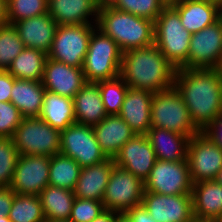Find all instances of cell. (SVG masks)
I'll return each mask as SVG.
<instances>
[{
	"mask_svg": "<svg viewBox=\"0 0 222 222\" xmlns=\"http://www.w3.org/2000/svg\"><path fill=\"white\" fill-rule=\"evenodd\" d=\"M8 24L7 0H0V26Z\"/></svg>",
	"mask_w": 222,
	"mask_h": 222,
	"instance_id": "cell-45",
	"label": "cell"
},
{
	"mask_svg": "<svg viewBox=\"0 0 222 222\" xmlns=\"http://www.w3.org/2000/svg\"><path fill=\"white\" fill-rule=\"evenodd\" d=\"M94 5L98 10L113 7L117 0H93Z\"/></svg>",
	"mask_w": 222,
	"mask_h": 222,
	"instance_id": "cell-46",
	"label": "cell"
},
{
	"mask_svg": "<svg viewBox=\"0 0 222 222\" xmlns=\"http://www.w3.org/2000/svg\"><path fill=\"white\" fill-rule=\"evenodd\" d=\"M219 117L222 118V102H221V106H220V110H219Z\"/></svg>",
	"mask_w": 222,
	"mask_h": 222,
	"instance_id": "cell-54",
	"label": "cell"
},
{
	"mask_svg": "<svg viewBox=\"0 0 222 222\" xmlns=\"http://www.w3.org/2000/svg\"><path fill=\"white\" fill-rule=\"evenodd\" d=\"M144 182L127 170L114 165L102 198L105 210L126 213L142 204Z\"/></svg>",
	"mask_w": 222,
	"mask_h": 222,
	"instance_id": "cell-9",
	"label": "cell"
},
{
	"mask_svg": "<svg viewBox=\"0 0 222 222\" xmlns=\"http://www.w3.org/2000/svg\"><path fill=\"white\" fill-rule=\"evenodd\" d=\"M96 140L107 158H115L121 147L136 134L119 115H107L93 127Z\"/></svg>",
	"mask_w": 222,
	"mask_h": 222,
	"instance_id": "cell-21",
	"label": "cell"
},
{
	"mask_svg": "<svg viewBox=\"0 0 222 222\" xmlns=\"http://www.w3.org/2000/svg\"><path fill=\"white\" fill-rule=\"evenodd\" d=\"M50 157L19 155L10 188L21 195L39 194L49 185Z\"/></svg>",
	"mask_w": 222,
	"mask_h": 222,
	"instance_id": "cell-14",
	"label": "cell"
},
{
	"mask_svg": "<svg viewBox=\"0 0 222 222\" xmlns=\"http://www.w3.org/2000/svg\"><path fill=\"white\" fill-rule=\"evenodd\" d=\"M45 92L41 81L14 78L10 102L18 108L23 118L39 117Z\"/></svg>",
	"mask_w": 222,
	"mask_h": 222,
	"instance_id": "cell-27",
	"label": "cell"
},
{
	"mask_svg": "<svg viewBox=\"0 0 222 222\" xmlns=\"http://www.w3.org/2000/svg\"><path fill=\"white\" fill-rule=\"evenodd\" d=\"M173 86L184 100L192 121L200 131L219 117L222 69H176Z\"/></svg>",
	"mask_w": 222,
	"mask_h": 222,
	"instance_id": "cell-1",
	"label": "cell"
},
{
	"mask_svg": "<svg viewBox=\"0 0 222 222\" xmlns=\"http://www.w3.org/2000/svg\"><path fill=\"white\" fill-rule=\"evenodd\" d=\"M216 4L218 5L220 11L222 12V0H219Z\"/></svg>",
	"mask_w": 222,
	"mask_h": 222,
	"instance_id": "cell-53",
	"label": "cell"
},
{
	"mask_svg": "<svg viewBox=\"0 0 222 222\" xmlns=\"http://www.w3.org/2000/svg\"><path fill=\"white\" fill-rule=\"evenodd\" d=\"M171 6L178 12L181 24L192 34L214 24L222 17L218 5L212 1L181 0Z\"/></svg>",
	"mask_w": 222,
	"mask_h": 222,
	"instance_id": "cell-20",
	"label": "cell"
},
{
	"mask_svg": "<svg viewBox=\"0 0 222 222\" xmlns=\"http://www.w3.org/2000/svg\"><path fill=\"white\" fill-rule=\"evenodd\" d=\"M14 77L7 70H0V102H10Z\"/></svg>",
	"mask_w": 222,
	"mask_h": 222,
	"instance_id": "cell-40",
	"label": "cell"
},
{
	"mask_svg": "<svg viewBox=\"0 0 222 222\" xmlns=\"http://www.w3.org/2000/svg\"><path fill=\"white\" fill-rule=\"evenodd\" d=\"M19 157L18 150L12 138H0V187H10L16 163Z\"/></svg>",
	"mask_w": 222,
	"mask_h": 222,
	"instance_id": "cell-37",
	"label": "cell"
},
{
	"mask_svg": "<svg viewBox=\"0 0 222 222\" xmlns=\"http://www.w3.org/2000/svg\"><path fill=\"white\" fill-rule=\"evenodd\" d=\"M0 222H11L8 216H2L0 217Z\"/></svg>",
	"mask_w": 222,
	"mask_h": 222,
	"instance_id": "cell-51",
	"label": "cell"
},
{
	"mask_svg": "<svg viewBox=\"0 0 222 222\" xmlns=\"http://www.w3.org/2000/svg\"><path fill=\"white\" fill-rule=\"evenodd\" d=\"M146 135L157 159L163 161L187 160L190 139L188 136L156 127H151Z\"/></svg>",
	"mask_w": 222,
	"mask_h": 222,
	"instance_id": "cell-26",
	"label": "cell"
},
{
	"mask_svg": "<svg viewBox=\"0 0 222 222\" xmlns=\"http://www.w3.org/2000/svg\"><path fill=\"white\" fill-rule=\"evenodd\" d=\"M19 155L52 157L60 153V131L40 117H24L11 137Z\"/></svg>",
	"mask_w": 222,
	"mask_h": 222,
	"instance_id": "cell-7",
	"label": "cell"
},
{
	"mask_svg": "<svg viewBox=\"0 0 222 222\" xmlns=\"http://www.w3.org/2000/svg\"><path fill=\"white\" fill-rule=\"evenodd\" d=\"M153 94L148 90L128 88L118 114L138 135H146L151 128V103Z\"/></svg>",
	"mask_w": 222,
	"mask_h": 222,
	"instance_id": "cell-19",
	"label": "cell"
},
{
	"mask_svg": "<svg viewBox=\"0 0 222 222\" xmlns=\"http://www.w3.org/2000/svg\"><path fill=\"white\" fill-rule=\"evenodd\" d=\"M142 205L156 222H193L192 194L163 195L144 191Z\"/></svg>",
	"mask_w": 222,
	"mask_h": 222,
	"instance_id": "cell-15",
	"label": "cell"
},
{
	"mask_svg": "<svg viewBox=\"0 0 222 222\" xmlns=\"http://www.w3.org/2000/svg\"><path fill=\"white\" fill-rule=\"evenodd\" d=\"M98 12L93 0H48V14L57 25L97 24Z\"/></svg>",
	"mask_w": 222,
	"mask_h": 222,
	"instance_id": "cell-23",
	"label": "cell"
},
{
	"mask_svg": "<svg viewBox=\"0 0 222 222\" xmlns=\"http://www.w3.org/2000/svg\"><path fill=\"white\" fill-rule=\"evenodd\" d=\"M214 180L222 185V168L219 170Z\"/></svg>",
	"mask_w": 222,
	"mask_h": 222,
	"instance_id": "cell-48",
	"label": "cell"
},
{
	"mask_svg": "<svg viewBox=\"0 0 222 222\" xmlns=\"http://www.w3.org/2000/svg\"><path fill=\"white\" fill-rule=\"evenodd\" d=\"M207 1H212V2L217 3L219 0H207Z\"/></svg>",
	"mask_w": 222,
	"mask_h": 222,
	"instance_id": "cell-55",
	"label": "cell"
},
{
	"mask_svg": "<svg viewBox=\"0 0 222 222\" xmlns=\"http://www.w3.org/2000/svg\"><path fill=\"white\" fill-rule=\"evenodd\" d=\"M97 28L111 37L122 53L154 44V22L108 7L99 10Z\"/></svg>",
	"mask_w": 222,
	"mask_h": 222,
	"instance_id": "cell-3",
	"label": "cell"
},
{
	"mask_svg": "<svg viewBox=\"0 0 222 222\" xmlns=\"http://www.w3.org/2000/svg\"><path fill=\"white\" fill-rule=\"evenodd\" d=\"M22 115L11 102H0V138H11L20 125Z\"/></svg>",
	"mask_w": 222,
	"mask_h": 222,
	"instance_id": "cell-39",
	"label": "cell"
},
{
	"mask_svg": "<svg viewBox=\"0 0 222 222\" xmlns=\"http://www.w3.org/2000/svg\"><path fill=\"white\" fill-rule=\"evenodd\" d=\"M187 69H222V17L191 35Z\"/></svg>",
	"mask_w": 222,
	"mask_h": 222,
	"instance_id": "cell-12",
	"label": "cell"
},
{
	"mask_svg": "<svg viewBox=\"0 0 222 222\" xmlns=\"http://www.w3.org/2000/svg\"><path fill=\"white\" fill-rule=\"evenodd\" d=\"M202 132L222 149V118L217 117Z\"/></svg>",
	"mask_w": 222,
	"mask_h": 222,
	"instance_id": "cell-41",
	"label": "cell"
},
{
	"mask_svg": "<svg viewBox=\"0 0 222 222\" xmlns=\"http://www.w3.org/2000/svg\"><path fill=\"white\" fill-rule=\"evenodd\" d=\"M193 182L187 160L163 161L157 159L144 182L145 191L163 195L192 193Z\"/></svg>",
	"mask_w": 222,
	"mask_h": 222,
	"instance_id": "cell-10",
	"label": "cell"
},
{
	"mask_svg": "<svg viewBox=\"0 0 222 222\" xmlns=\"http://www.w3.org/2000/svg\"><path fill=\"white\" fill-rule=\"evenodd\" d=\"M96 24L58 25L48 58L82 68L89 39Z\"/></svg>",
	"mask_w": 222,
	"mask_h": 222,
	"instance_id": "cell-8",
	"label": "cell"
},
{
	"mask_svg": "<svg viewBox=\"0 0 222 222\" xmlns=\"http://www.w3.org/2000/svg\"><path fill=\"white\" fill-rule=\"evenodd\" d=\"M193 216L195 219H222V185L215 180L193 183Z\"/></svg>",
	"mask_w": 222,
	"mask_h": 222,
	"instance_id": "cell-24",
	"label": "cell"
},
{
	"mask_svg": "<svg viewBox=\"0 0 222 222\" xmlns=\"http://www.w3.org/2000/svg\"><path fill=\"white\" fill-rule=\"evenodd\" d=\"M39 117L54 129L63 131L76 123L73 99L46 90Z\"/></svg>",
	"mask_w": 222,
	"mask_h": 222,
	"instance_id": "cell-28",
	"label": "cell"
},
{
	"mask_svg": "<svg viewBox=\"0 0 222 222\" xmlns=\"http://www.w3.org/2000/svg\"><path fill=\"white\" fill-rule=\"evenodd\" d=\"M105 211L102 201L75 198L71 210V222H91Z\"/></svg>",
	"mask_w": 222,
	"mask_h": 222,
	"instance_id": "cell-38",
	"label": "cell"
},
{
	"mask_svg": "<svg viewBox=\"0 0 222 222\" xmlns=\"http://www.w3.org/2000/svg\"><path fill=\"white\" fill-rule=\"evenodd\" d=\"M24 48L13 24L0 26V70H8Z\"/></svg>",
	"mask_w": 222,
	"mask_h": 222,
	"instance_id": "cell-34",
	"label": "cell"
},
{
	"mask_svg": "<svg viewBox=\"0 0 222 222\" xmlns=\"http://www.w3.org/2000/svg\"><path fill=\"white\" fill-rule=\"evenodd\" d=\"M45 220H69L75 200L73 191L47 185L39 194Z\"/></svg>",
	"mask_w": 222,
	"mask_h": 222,
	"instance_id": "cell-29",
	"label": "cell"
},
{
	"mask_svg": "<svg viewBox=\"0 0 222 222\" xmlns=\"http://www.w3.org/2000/svg\"><path fill=\"white\" fill-rule=\"evenodd\" d=\"M15 194L10 187H0V217L9 215Z\"/></svg>",
	"mask_w": 222,
	"mask_h": 222,
	"instance_id": "cell-42",
	"label": "cell"
},
{
	"mask_svg": "<svg viewBox=\"0 0 222 222\" xmlns=\"http://www.w3.org/2000/svg\"><path fill=\"white\" fill-rule=\"evenodd\" d=\"M13 25L24 47L48 54L58 27L48 13L23 19Z\"/></svg>",
	"mask_w": 222,
	"mask_h": 222,
	"instance_id": "cell-18",
	"label": "cell"
},
{
	"mask_svg": "<svg viewBox=\"0 0 222 222\" xmlns=\"http://www.w3.org/2000/svg\"><path fill=\"white\" fill-rule=\"evenodd\" d=\"M45 222H71L70 220H46Z\"/></svg>",
	"mask_w": 222,
	"mask_h": 222,
	"instance_id": "cell-52",
	"label": "cell"
},
{
	"mask_svg": "<svg viewBox=\"0 0 222 222\" xmlns=\"http://www.w3.org/2000/svg\"><path fill=\"white\" fill-rule=\"evenodd\" d=\"M41 83L45 90L73 99L86 80L82 68L47 58Z\"/></svg>",
	"mask_w": 222,
	"mask_h": 222,
	"instance_id": "cell-17",
	"label": "cell"
},
{
	"mask_svg": "<svg viewBox=\"0 0 222 222\" xmlns=\"http://www.w3.org/2000/svg\"><path fill=\"white\" fill-rule=\"evenodd\" d=\"M150 116L151 127L164 128L189 138L200 132L174 86L153 94Z\"/></svg>",
	"mask_w": 222,
	"mask_h": 222,
	"instance_id": "cell-6",
	"label": "cell"
},
{
	"mask_svg": "<svg viewBox=\"0 0 222 222\" xmlns=\"http://www.w3.org/2000/svg\"><path fill=\"white\" fill-rule=\"evenodd\" d=\"M191 35L172 6H166L154 21V44L176 69L188 63Z\"/></svg>",
	"mask_w": 222,
	"mask_h": 222,
	"instance_id": "cell-4",
	"label": "cell"
},
{
	"mask_svg": "<svg viewBox=\"0 0 222 222\" xmlns=\"http://www.w3.org/2000/svg\"><path fill=\"white\" fill-rule=\"evenodd\" d=\"M81 166L61 153L50 157L49 185L73 191L80 175Z\"/></svg>",
	"mask_w": 222,
	"mask_h": 222,
	"instance_id": "cell-31",
	"label": "cell"
},
{
	"mask_svg": "<svg viewBox=\"0 0 222 222\" xmlns=\"http://www.w3.org/2000/svg\"><path fill=\"white\" fill-rule=\"evenodd\" d=\"M193 222H221L220 220H209V219H195Z\"/></svg>",
	"mask_w": 222,
	"mask_h": 222,
	"instance_id": "cell-50",
	"label": "cell"
},
{
	"mask_svg": "<svg viewBox=\"0 0 222 222\" xmlns=\"http://www.w3.org/2000/svg\"><path fill=\"white\" fill-rule=\"evenodd\" d=\"M48 13V0H7L8 24Z\"/></svg>",
	"mask_w": 222,
	"mask_h": 222,
	"instance_id": "cell-35",
	"label": "cell"
},
{
	"mask_svg": "<svg viewBox=\"0 0 222 222\" xmlns=\"http://www.w3.org/2000/svg\"><path fill=\"white\" fill-rule=\"evenodd\" d=\"M176 68L155 44L122 53L120 77L128 87L152 93L173 87Z\"/></svg>",
	"mask_w": 222,
	"mask_h": 222,
	"instance_id": "cell-2",
	"label": "cell"
},
{
	"mask_svg": "<svg viewBox=\"0 0 222 222\" xmlns=\"http://www.w3.org/2000/svg\"><path fill=\"white\" fill-rule=\"evenodd\" d=\"M47 58L46 53L25 47L7 71L17 79L42 81Z\"/></svg>",
	"mask_w": 222,
	"mask_h": 222,
	"instance_id": "cell-30",
	"label": "cell"
},
{
	"mask_svg": "<svg viewBox=\"0 0 222 222\" xmlns=\"http://www.w3.org/2000/svg\"><path fill=\"white\" fill-rule=\"evenodd\" d=\"M60 153L73 158L81 167L107 159L96 140L93 127L78 123L60 132Z\"/></svg>",
	"mask_w": 222,
	"mask_h": 222,
	"instance_id": "cell-11",
	"label": "cell"
},
{
	"mask_svg": "<svg viewBox=\"0 0 222 222\" xmlns=\"http://www.w3.org/2000/svg\"><path fill=\"white\" fill-rule=\"evenodd\" d=\"M114 165V159L107 158L100 163L82 167L73 189L75 197L102 201Z\"/></svg>",
	"mask_w": 222,
	"mask_h": 222,
	"instance_id": "cell-22",
	"label": "cell"
},
{
	"mask_svg": "<svg viewBox=\"0 0 222 222\" xmlns=\"http://www.w3.org/2000/svg\"><path fill=\"white\" fill-rule=\"evenodd\" d=\"M73 102L78 124L94 127L107 116L98 83L86 82L74 96Z\"/></svg>",
	"mask_w": 222,
	"mask_h": 222,
	"instance_id": "cell-25",
	"label": "cell"
},
{
	"mask_svg": "<svg viewBox=\"0 0 222 222\" xmlns=\"http://www.w3.org/2000/svg\"><path fill=\"white\" fill-rule=\"evenodd\" d=\"M166 6H171L174 3L180 2L181 0H162Z\"/></svg>",
	"mask_w": 222,
	"mask_h": 222,
	"instance_id": "cell-49",
	"label": "cell"
},
{
	"mask_svg": "<svg viewBox=\"0 0 222 222\" xmlns=\"http://www.w3.org/2000/svg\"><path fill=\"white\" fill-rule=\"evenodd\" d=\"M115 222H132L130 218L124 214H118Z\"/></svg>",
	"mask_w": 222,
	"mask_h": 222,
	"instance_id": "cell-47",
	"label": "cell"
},
{
	"mask_svg": "<svg viewBox=\"0 0 222 222\" xmlns=\"http://www.w3.org/2000/svg\"><path fill=\"white\" fill-rule=\"evenodd\" d=\"M107 115H118L128 91V85L120 77L97 82Z\"/></svg>",
	"mask_w": 222,
	"mask_h": 222,
	"instance_id": "cell-33",
	"label": "cell"
},
{
	"mask_svg": "<svg viewBox=\"0 0 222 222\" xmlns=\"http://www.w3.org/2000/svg\"><path fill=\"white\" fill-rule=\"evenodd\" d=\"M118 214L115 211L105 210L91 222H115Z\"/></svg>",
	"mask_w": 222,
	"mask_h": 222,
	"instance_id": "cell-44",
	"label": "cell"
},
{
	"mask_svg": "<svg viewBox=\"0 0 222 222\" xmlns=\"http://www.w3.org/2000/svg\"><path fill=\"white\" fill-rule=\"evenodd\" d=\"M187 161L193 183L214 180L222 168V149L200 131L189 139Z\"/></svg>",
	"mask_w": 222,
	"mask_h": 222,
	"instance_id": "cell-13",
	"label": "cell"
},
{
	"mask_svg": "<svg viewBox=\"0 0 222 222\" xmlns=\"http://www.w3.org/2000/svg\"><path fill=\"white\" fill-rule=\"evenodd\" d=\"M122 52L117 43L97 27L92 31L82 70L86 82H100L120 75Z\"/></svg>",
	"mask_w": 222,
	"mask_h": 222,
	"instance_id": "cell-5",
	"label": "cell"
},
{
	"mask_svg": "<svg viewBox=\"0 0 222 222\" xmlns=\"http://www.w3.org/2000/svg\"><path fill=\"white\" fill-rule=\"evenodd\" d=\"M113 7L154 22L166 5L162 0H117Z\"/></svg>",
	"mask_w": 222,
	"mask_h": 222,
	"instance_id": "cell-36",
	"label": "cell"
},
{
	"mask_svg": "<svg viewBox=\"0 0 222 222\" xmlns=\"http://www.w3.org/2000/svg\"><path fill=\"white\" fill-rule=\"evenodd\" d=\"M125 214L132 222H156L142 204L134 206Z\"/></svg>",
	"mask_w": 222,
	"mask_h": 222,
	"instance_id": "cell-43",
	"label": "cell"
},
{
	"mask_svg": "<svg viewBox=\"0 0 222 222\" xmlns=\"http://www.w3.org/2000/svg\"><path fill=\"white\" fill-rule=\"evenodd\" d=\"M8 218L11 222H45L40 197L15 194Z\"/></svg>",
	"mask_w": 222,
	"mask_h": 222,
	"instance_id": "cell-32",
	"label": "cell"
},
{
	"mask_svg": "<svg viewBox=\"0 0 222 222\" xmlns=\"http://www.w3.org/2000/svg\"><path fill=\"white\" fill-rule=\"evenodd\" d=\"M156 161L155 151L147 135L138 134L127 141L114 158L115 165L132 173L143 182L149 177Z\"/></svg>",
	"mask_w": 222,
	"mask_h": 222,
	"instance_id": "cell-16",
	"label": "cell"
}]
</instances>
